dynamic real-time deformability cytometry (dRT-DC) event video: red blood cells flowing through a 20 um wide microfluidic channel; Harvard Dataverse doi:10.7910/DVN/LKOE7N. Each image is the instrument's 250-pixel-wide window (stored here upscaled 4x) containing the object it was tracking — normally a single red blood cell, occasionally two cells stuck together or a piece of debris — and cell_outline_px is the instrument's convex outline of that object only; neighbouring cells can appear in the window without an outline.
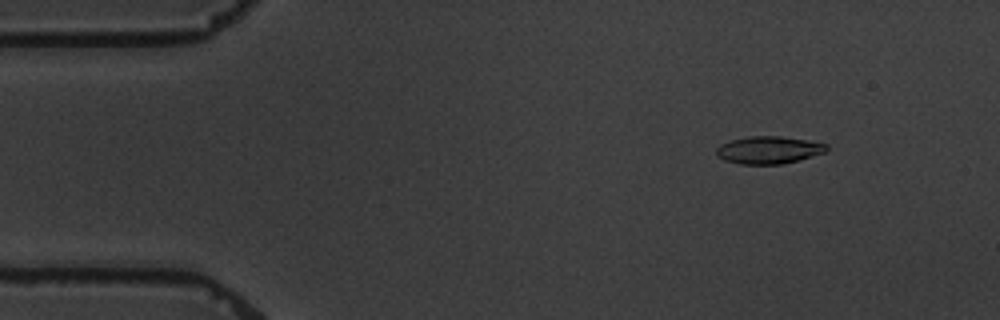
{"species": "common noctule bat (a hibernating species)", "species_latin": "Nyctalus noctula", "temperature_condition": "warm", "stored_images_in_passage": 4, "camera_frame_rate_fps": 3000, "um_per_image_px": 0.085, "animal": {"sex": "male", "body_mass_g": 19.5, "forearm_length_mm": 54.6}, "frame": {"image": 1, "passage_image": 1, "time_ms": 0.0, "image_size_px": [1000, 320], "cell_outline_px": [[828, 148], [824, 152], [796, 160], [780, 164], [740, 164], [724, 160], [716, 156], [716, 148], [720, 144], [732, 140], [748, 136], [780, 136], [828, 144]], "centroid_in_image_um": [65.27, 12.74], "position_along_channel_um": 19.7, "area_um2": 17.4}}
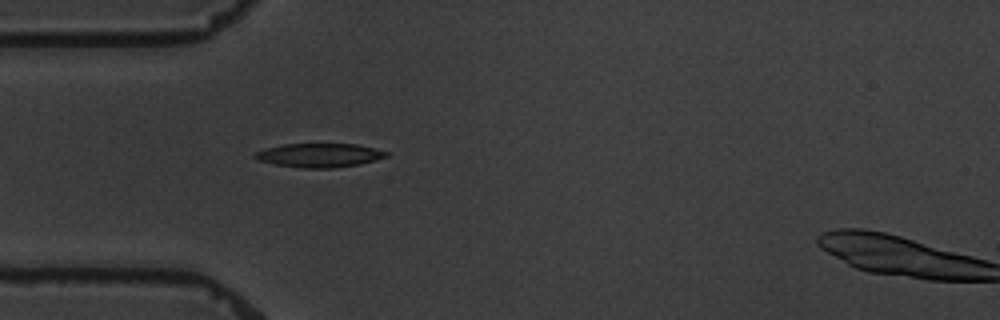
{"frame": {"image": 2, "passage_image": 3, "time_ms": 3.333, "image_size_px": [1000, 320], "cell_outline_px": [[388, 156], [376, 160], [360, 164], [332, 168], [300, 168], [276, 164], [256, 160], [252, 156], [252, 152], [264, 148], [284, 144], [356, 144], [376, 148], [388, 152]], "centroid_in_image_um": [27.1, 13.19], "position_along_channel_um": 57.9, "area_um2": 18.5}}